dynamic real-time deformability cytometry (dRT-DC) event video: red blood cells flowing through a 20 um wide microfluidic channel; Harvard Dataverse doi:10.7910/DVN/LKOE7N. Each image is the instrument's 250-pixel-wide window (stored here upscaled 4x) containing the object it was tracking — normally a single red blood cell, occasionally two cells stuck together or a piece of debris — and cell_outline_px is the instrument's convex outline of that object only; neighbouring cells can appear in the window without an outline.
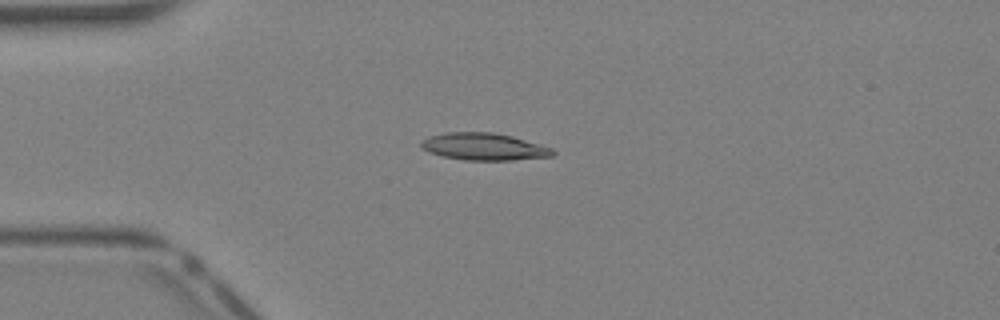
{"species": "Egyptian fruit bat (a non-hibernating species)", "species_latin": "Rousettus aegyptiacus", "temperature_condition": "warm", "stored_images_in_passage": 35, "camera_frame_rate_fps": 3000, "um_per_image_px": 0.085, "animal": {"sex": "female"}, "frame": {"image": 1, "passage_image": 5, "time_ms": 1.333, "image_size_px": [1000, 320], "cell_outline_px": [[556, 152], [552, 156], [512, 160], [464, 160], [444, 156], [428, 152], [420, 148], [420, 140], [428, 136], [448, 132], [492, 132], [512, 136], [540, 144], [552, 148]], "centroid_in_image_um": [41.1, 12.46], "position_along_channel_um": 43.9, "area_um2": 20.92}}
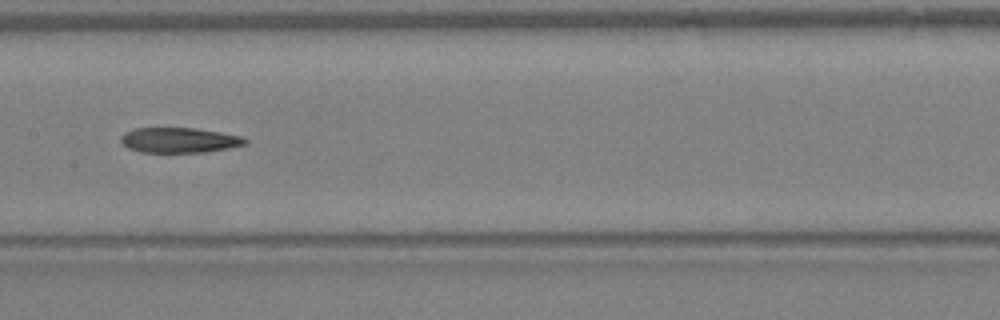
{"frame": {"image": 2, "passage_image": 15, "time_ms": 4.667, "image_size_px": [1000, 320], "cell_outline_px": [[248, 144], [228, 148], [204, 152], [140, 152], [128, 148], [120, 140], [120, 136], [124, 132], [132, 128], [196, 128], [220, 132], [240, 136], [248, 140]], "centroid_in_image_um": [15.22, 11.91], "position_along_channel_um": 192.2, "area_um2": 18.26}}
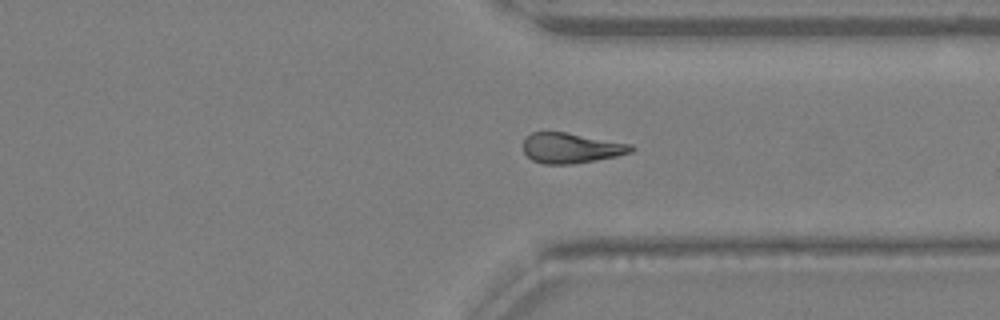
{"frame": {"image": 3, "passage_image": 25, "time_ms": 8.0, "image_size_px": [1000, 320], "cell_outline_px": [[636, 148], [632, 152], [616, 156], [572, 164], [544, 164], [532, 160], [524, 152], [524, 140], [532, 132], [564, 132], [632, 144]], "centroid_in_image_um": [48.56, 12.58], "position_along_channel_um": 362.8, "area_um2": 18.84}}